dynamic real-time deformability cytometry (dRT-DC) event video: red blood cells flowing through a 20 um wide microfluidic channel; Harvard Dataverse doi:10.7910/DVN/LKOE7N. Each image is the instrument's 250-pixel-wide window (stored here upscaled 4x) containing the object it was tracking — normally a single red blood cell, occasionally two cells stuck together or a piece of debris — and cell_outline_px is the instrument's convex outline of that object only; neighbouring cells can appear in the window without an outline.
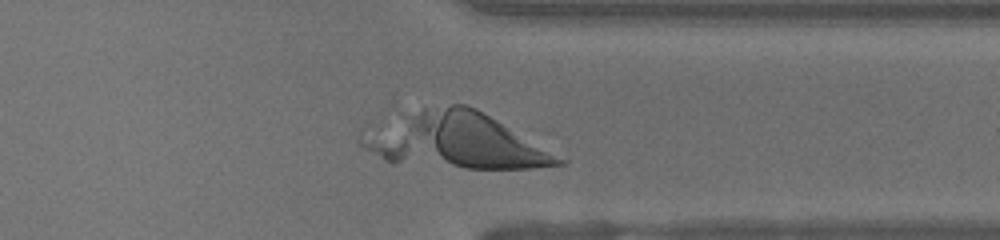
{"species": "human", "species_latin": "Homo sapiens", "temperature_condition": "room temperature", "stored_images_in_passage": 29, "camera_frame_rate_fps": 3000, "um_per_image_px": 0.085, "donor": {"sex": "female"}, "frame": {"image": 1, "passage_image": 27, "time_ms": 8.667, "image_size_px": [1000, 240], "cell_outline_px": [[568, 160], [564, 164], [532, 168], [464, 168], [392, 164], [384, 160], [356, 144], [356, 140], [360, 132], [364, 128], [424, 108], [452, 104], [464, 104], [476, 108]], "centroid_in_image_um": [38.6, 11.98], "position_along_channel_um": 372.8, "area_um2": 64.5}}